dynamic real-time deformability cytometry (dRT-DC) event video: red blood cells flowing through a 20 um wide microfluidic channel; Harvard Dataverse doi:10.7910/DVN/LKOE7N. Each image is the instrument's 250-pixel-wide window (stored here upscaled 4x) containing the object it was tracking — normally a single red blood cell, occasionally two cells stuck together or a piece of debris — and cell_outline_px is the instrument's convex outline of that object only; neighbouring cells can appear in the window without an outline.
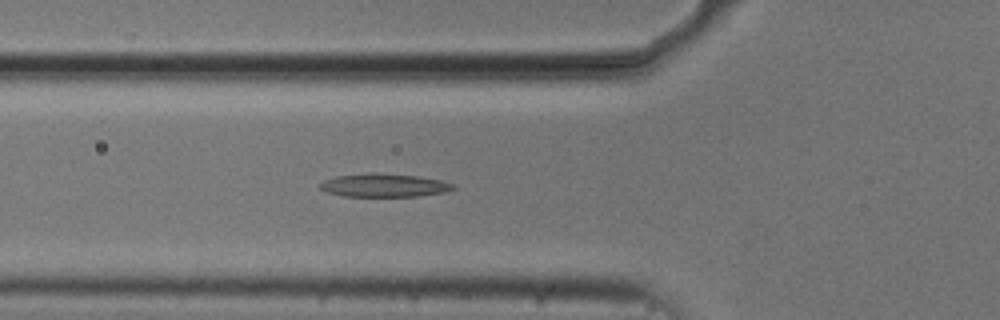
{"species": "common noctule bat (a hibernating species)", "species_latin": "Nyctalus noctula", "temperature_condition": "cold", "stored_images_in_passage": 39, "camera_frame_rate_fps": 3000, "um_per_image_px": 0.085, "animal": {"sex": "male", "body_mass_g": 20.5, "forearm_length_mm": 52.5}, "frame": {"image": 1, "passage_image": 8, "time_ms": 2.333, "image_size_px": [1000, 320], "cell_outline_px": [[456, 188], [444, 192], [420, 196], [344, 196], [328, 192], [320, 188], [320, 184], [324, 180], [336, 176], [372, 172], [376, 172], [416, 176], [440, 180], [452, 184]], "centroid_in_image_um": [32.64, 15.74], "position_along_channel_um": 93.2, "area_um2": 17.92}}
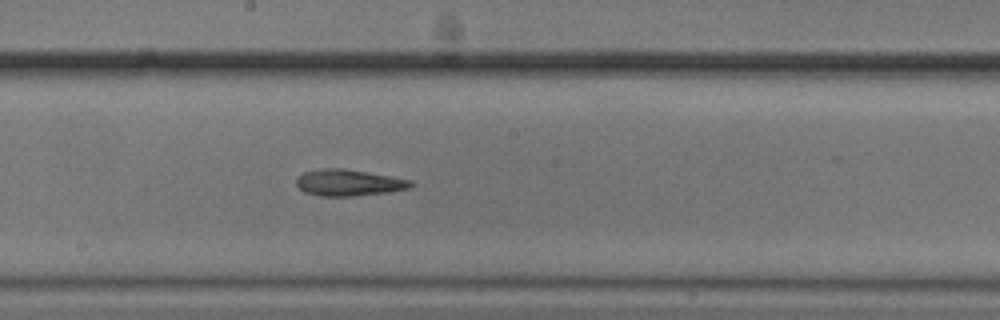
{"frame": {"image": 2, "passage_image": 18, "time_ms": 5.667, "image_size_px": [1000, 320], "cell_outline_px": [[416, 184], [412, 188], [388, 192], [356, 196], [320, 196], [304, 192], [296, 184], [296, 180], [304, 172], [320, 168], [344, 168], [412, 180]], "centroid_in_image_um": [29.68, 15.53], "position_along_channel_um": 218.5, "area_um2": 17.74}}
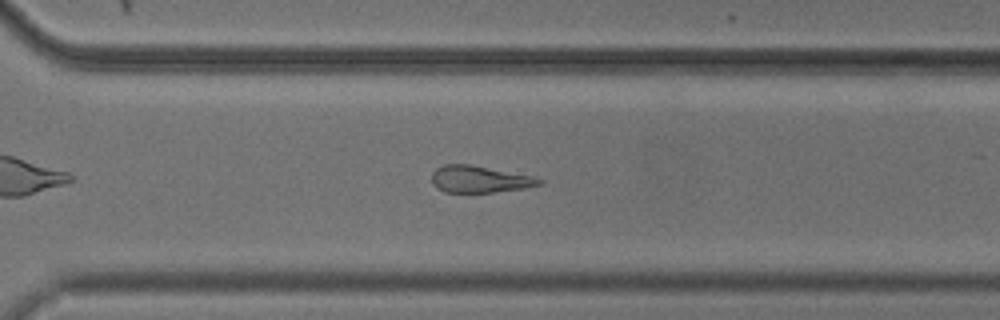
{"frame": {"image": 3, "passage_image": 27, "time_ms": 8.667, "image_size_px": [1000, 320], "cell_outline_px": [[544, 180], [540, 184], [524, 188], [492, 192], [444, 192], [436, 188], [432, 184], [432, 172], [436, 168], [444, 164], [472, 164], [532, 176]], "centroid_in_image_um": [40.71, 15.22], "position_along_channel_um": 329.9, "area_um2": 16.82}}